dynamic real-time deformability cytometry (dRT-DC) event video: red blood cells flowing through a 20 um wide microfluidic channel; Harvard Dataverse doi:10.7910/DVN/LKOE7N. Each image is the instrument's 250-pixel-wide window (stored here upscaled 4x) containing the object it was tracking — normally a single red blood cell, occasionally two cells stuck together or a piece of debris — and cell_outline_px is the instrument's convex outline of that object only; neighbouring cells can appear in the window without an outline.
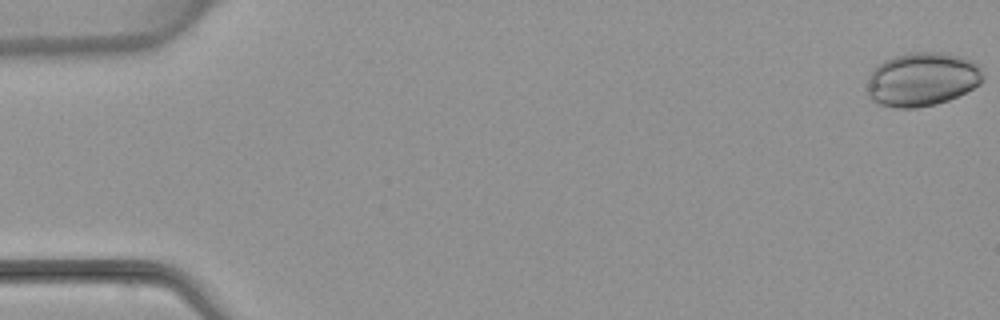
{"species": "common noctule bat (a hibernating species)", "species_latin": "Nyctalus noctula", "temperature_condition": "warm", "stored_images_in_passage": 5, "camera_frame_rate_fps": 3000, "um_per_image_px": 0.085, "animal": {"sex": "female", "body_mass_g": 22.7, "forearm_length_mm": 54.2}, "frame": {"image": 1, "passage_image": 1, "time_ms": 0.0, "image_size_px": [1000, 320], "cell_outline_px": [[984, 80], [980, 84], [948, 100], [936, 104], [916, 108], [896, 108], [880, 104], [872, 100], [868, 96], [868, 76], [872, 68], [884, 60], [892, 56], [908, 52], [940, 52], [960, 56], [972, 60], [980, 64], [984, 76]], "centroid_in_image_um": [78.38, 6.72], "position_along_channel_um": 6.6, "area_um2": 36.7}}